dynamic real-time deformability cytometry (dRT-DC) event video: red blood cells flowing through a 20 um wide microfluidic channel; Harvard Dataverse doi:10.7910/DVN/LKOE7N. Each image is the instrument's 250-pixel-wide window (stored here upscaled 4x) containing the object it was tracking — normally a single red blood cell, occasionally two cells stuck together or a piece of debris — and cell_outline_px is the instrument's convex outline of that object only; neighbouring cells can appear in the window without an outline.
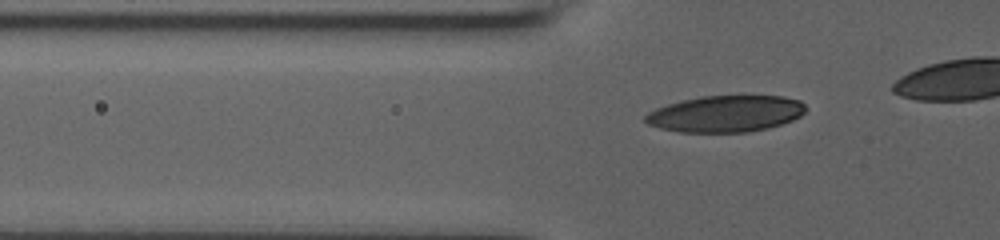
{"species": "human", "species_latin": "Homo sapiens", "temperature_condition": "room temperature", "stored_images_in_passage": 38, "camera_frame_rate_fps": 3000, "um_per_image_px": 0.085, "donor": {"sex": "male"}, "frame": {"image": 1, "passage_image": 12, "time_ms": 3.667, "image_size_px": [1000, 240], "cell_outline_px": [[804, 112], [800, 116], [792, 120], [768, 128], [748, 132], [680, 132], [660, 128], [648, 124], [644, 120], [644, 116], [648, 112], [656, 108], [680, 100], [700, 96], [784, 96], [800, 100], [804, 104]], "centroid_in_image_um": [61.65, 9.67], "position_along_channel_um": 64.1, "area_um2": 34.1}}
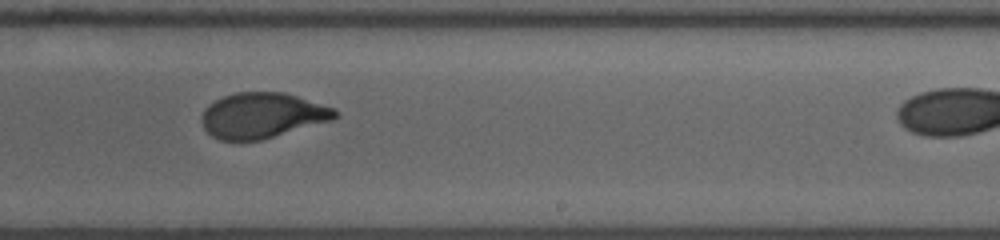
{"frame": {"image": 2, "passage_image": 28, "time_ms": 9.0, "image_size_px": [1000, 240], "cell_outline_px": [[340, 116], [332, 120], [260, 140], [220, 140], [212, 136], [204, 128], [204, 108], [208, 104], [224, 96], [236, 92], [284, 92], [336, 108], [340, 112]], "centroid_in_image_um": [22.35, 9.8], "position_along_channel_um": 266.7, "area_um2": 35.08}}
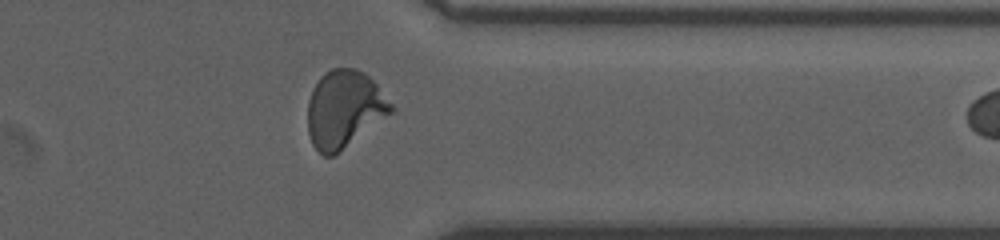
{"frame": {"image": 3, "passage_image": 37, "time_ms": 12.0, "image_size_px": [1000, 240], "cell_outline_px": [[396, 112], [332, 156], [324, 156], [312, 144], [308, 132], [308, 100], [320, 76], [324, 72], [332, 68], [356, 68], [364, 72], [376, 84], [396, 108]], "centroid_in_image_um": [29.3, 9.27], "position_along_channel_um": 382.1, "area_um2": 37.69}}